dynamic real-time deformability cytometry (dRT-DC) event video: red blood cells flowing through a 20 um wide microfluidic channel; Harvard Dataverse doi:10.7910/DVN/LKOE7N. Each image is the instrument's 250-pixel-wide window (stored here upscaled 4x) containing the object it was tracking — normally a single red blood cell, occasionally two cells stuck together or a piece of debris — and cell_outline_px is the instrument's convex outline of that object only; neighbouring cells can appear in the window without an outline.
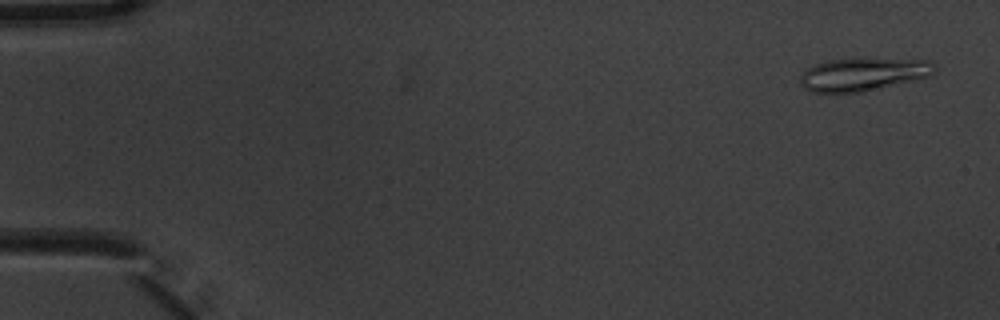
{"species": "common noctule bat (a hibernating species)", "species_latin": "Nyctalus noctula", "temperature_condition": "warm", "stored_images_in_passage": 5, "camera_frame_rate_fps": 3000, "um_per_image_px": 0.085, "animal": {"sex": "male", "body_mass_g": 20.1, "forearm_length_mm": 53.5}, "frame": {"image": 1, "passage_image": 1, "time_ms": 0.0, "image_size_px": [1000, 320], "cell_outline_px": [[936, 72], [932, 76], [864, 92], [812, 92], [804, 88], [800, 84], [800, 76], [812, 64], [828, 60], [860, 56], [932, 60], [936, 64]], "centroid_in_image_um": [73.44, 6.26], "position_along_channel_um": 11.6, "area_um2": 27.05}}